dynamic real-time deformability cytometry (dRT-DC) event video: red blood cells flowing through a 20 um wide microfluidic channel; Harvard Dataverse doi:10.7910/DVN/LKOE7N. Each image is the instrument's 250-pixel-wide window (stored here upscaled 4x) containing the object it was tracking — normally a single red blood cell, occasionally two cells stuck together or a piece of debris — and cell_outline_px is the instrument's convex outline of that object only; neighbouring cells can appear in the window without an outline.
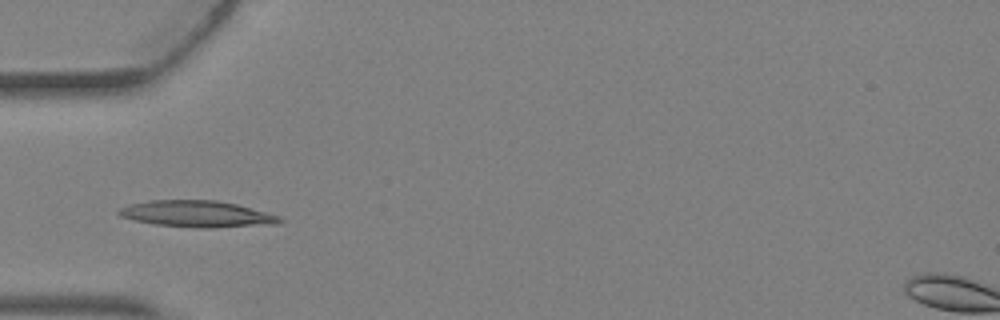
{"species": "Egyptian fruit bat (a non-hibernating species)", "species_latin": "Rousettus aegyptiacus", "temperature_condition": "warm", "stored_images_in_passage": 4, "camera_frame_rate_fps": 3000, "um_per_image_px": 0.085, "animal": {"sex": "female"}, "frame": {"image": 1, "passage_image": 4, "time_ms": 1.0, "image_size_px": [1000, 320], "cell_outline_px": [[284, 220], [272, 224], [216, 228], [200, 228], [156, 224], [132, 220], [120, 216], [116, 212], [120, 208], [128, 204], [148, 200], [216, 200], [236, 204], [280, 216]], "centroid_in_image_um": [16.7, 18.18], "position_along_channel_um": 68.3, "area_um2": 24.8}}